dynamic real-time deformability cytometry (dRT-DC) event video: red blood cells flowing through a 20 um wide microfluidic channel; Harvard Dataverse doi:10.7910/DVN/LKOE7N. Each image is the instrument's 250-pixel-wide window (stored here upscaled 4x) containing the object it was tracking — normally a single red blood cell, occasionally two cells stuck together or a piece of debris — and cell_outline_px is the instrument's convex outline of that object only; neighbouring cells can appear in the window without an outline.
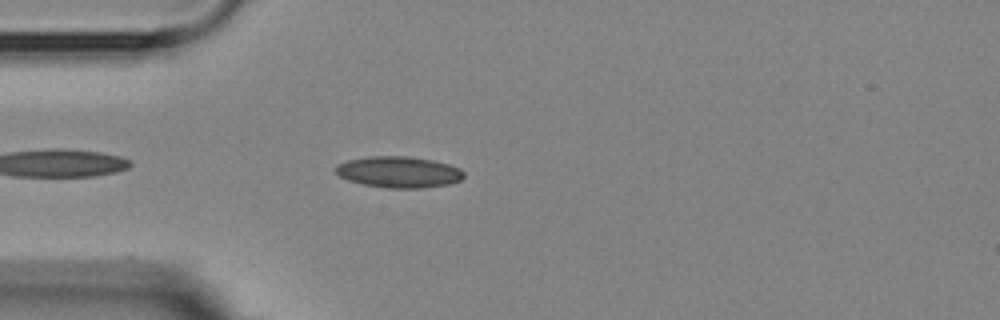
{"species": "Egyptian fruit bat (a non-hibernating species)", "species_latin": "Rousettus aegyptiacus", "temperature_condition": "room temperature", "stored_images_in_passage": 5, "camera_frame_rate_fps": 3000, "um_per_image_px": 0.085, "animal": {"sex": "female"}, "frame": {"image": 1, "passage_image": 5, "time_ms": 4.667, "image_size_px": [1000, 320], "cell_outline_px": [[464, 176], [460, 180], [448, 184], [424, 188], [388, 188], [364, 184], [348, 180], [340, 176], [336, 172], [336, 164], [348, 160], [368, 156], [408, 156], [432, 160], [448, 164], [460, 168], [464, 172]], "centroid_in_image_um": [33.9, 14.62], "position_along_channel_um": 51.1, "area_um2": 23.29}}